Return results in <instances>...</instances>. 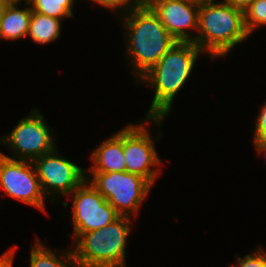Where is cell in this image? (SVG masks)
Listing matches in <instances>:
<instances>
[{
    "label": "cell",
    "mask_w": 266,
    "mask_h": 267,
    "mask_svg": "<svg viewBox=\"0 0 266 267\" xmlns=\"http://www.w3.org/2000/svg\"><path fill=\"white\" fill-rule=\"evenodd\" d=\"M74 0H29L31 10L43 15L63 20L73 17Z\"/></svg>",
    "instance_id": "cell-16"
},
{
    "label": "cell",
    "mask_w": 266,
    "mask_h": 267,
    "mask_svg": "<svg viewBox=\"0 0 266 267\" xmlns=\"http://www.w3.org/2000/svg\"><path fill=\"white\" fill-rule=\"evenodd\" d=\"M184 1H188V2H192L198 5L204 4V3H209V2H213L214 0H184Z\"/></svg>",
    "instance_id": "cell-24"
},
{
    "label": "cell",
    "mask_w": 266,
    "mask_h": 267,
    "mask_svg": "<svg viewBox=\"0 0 266 267\" xmlns=\"http://www.w3.org/2000/svg\"><path fill=\"white\" fill-rule=\"evenodd\" d=\"M144 119L145 122L141 120L140 124H128L123 128V153L127 172L142 176L153 185L160 175L159 168L162 166V161L155 150V142L145 124L153 121L156 122V125L161 126V122L165 118L145 117Z\"/></svg>",
    "instance_id": "cell-6"
},
{
    "label": "cell",
    "mask_w": 266,
    "mask_h": 267,
    "mask_svg": "<svg viewBox=\"0 0 266 267\" xmlns=\"http://www.w3.org/2000/svg\"><path fill=\"white\" fill-rule=\"evenodd\" d=\"M203 51L194 42H177L138 81L154 88V98L147 118H165L171 112L177 93L189 79L195 62Z\"/></svg>",
    "instance_id": "cell-1"
},
{
    "label": "cell",
    "mask_w": 266,
    "mask_h": 267,
    "mask_svg": "<svg viewBox=\"0 0 266 267\" xmlns=\"http://www.w3.org/2000/svg\"><path fill=\"white\" fill-rule=\"evenodd\" d=\"M198 35L194 43L211 57H227L236 45L247 39L244 11L230 4L209 2L199 5Z\"/></svg>",
    "instance_id": "cell-3"
},
{
    "label": "cell",
    "mask_w": 266,
    "mask_h": 267,
    "mask_svg": "<svg viewBox=\"0 0 266 267\" xmlns=\"http://www.w3.org/2000/svg\"><path fill=\"white\" fill-rule=\"evenodd\" d=\"M131 218L120 216L101 229L81 234L74 242L76 267H127L126 241Z\"/></svg>",
    "instance_id": "cell-4"
},
{
    "label": "cell",
    "mask_w": 266,
    "mask_h": 267,
    "mask_svg": "<svg viewBox=\"0 0 266 267\" xmlns=\"http://www.w3.org/2000/svg\"><path fill=\"white\" fill-rule=\"evenodd\" d=\"M16 251V246L7 250L3 255L0 256V267H13V256Z\"/></svg>",
    "instance_id": "cell-21"
},
{
    "label": "cell",
    "mask_w": 266,
    "mask_h": 267,
    "mask_svg": "<svg viewBox=\"0 0 266 267\" xmlns=\"http://www.w3.org/2000/svg\"><path fill=\"white\" fill-rule=\"evenodd\" d=\"M244 22L249 35L253 33L254 29L266 25V0H254L244 10Z\"/></svg>",
    "instance_id": "cell-17"
},
{
    "label": "cell",
    "mask_w": 266,
    "mask_h": 267,
    "mask_svg": "<svg viewBox=\"0 0 266 267\" xmlns=\"http://www.w3.org/2000/svg\"><path fill=\"white\" fill-rule=\"evenodd\" d=\"M257 153L264 154L266 158V140H253Z\"/></svg>",
    "instance_id": "cell-23"
},
{
    "label": "cell",
    "mask_w": 266,
    "mask_h": 267,
    "mask_svg": "<svg viewBox=\"0 0 266 267\" xmlns=\"http://www.w3.org/2000/svg\"><path fill=\"white\" fill-rule=\"evenodd\" d=\"M10 3L9 0H0V14L6 8V6Z\"/></svg>",
    "instance_id": "cell-25"
},
{
    "label": "cell",
    "mask_w": 266,
    "mask_h": 267,
    "mask_svg": "<svg viewBox=\"0 0 266 267\" xmlns=\"http://www.w3.org/2000/svg\"><path fill=\"white\" fill-rule=\"evenodd\" d=\"M254 131L253 140H266V102L260 108Z\"/></svg>",
    "instance_id": "cell-20"
},
{
    "label": "cell",
    "mask_w": 266,
    "mask_h": 267,
    "mask_svg": "<svg viewBox=\"0 0 266 267\" xmlns=\"http://www.w3.org/2000/svg\"><path fill=\"white\" fill-rule=\"evenodd\" d=\"M55 148L33 161L45 197L70 196L86 179V170L63 158Z\"/></svg>",
    "instance_id": "cell-10"
},
{
    "label": "cell",
    "mask_w": 266,
    "mask_h": 267,
    "mask_svg": "<svg viewBox=\"0 0 266 267\" xmlns=\"http://www.w3.org/2000/svg\"><path fill=\"white\" fill-rule=\"evenodd\" d=\"M92 1H94L96 4L98 3V5L102 7L109 8L111 10L122 9V14L123 13L125 14L128 11H131L134 8H137L138 6H140V3L138 0H92Z\"/></svg>",
    "instance_id": "cell-19"
},
{
    "label": "cell",
    "mask_w": 266,
    "mask_h": 267,
    "mask_svg": "<svg viewBox=\"0 0 266 267\" xmlns=\"http://www.w3.org/2000/svg\"><path fill=\"white\" fill-rule=\"evenodd\" d=\"M0 189L6 195L45 210V195L33 162L5 157L0 153Z\"/></svg>",
    "instance_id": "cell-9"
},
{
    "label": "cell",
    "mask_w": 266,
    "mask_h": 267,
    "mask_svg": "<svg viewBox=\"0 0 266 267\" xmlns=\"http://www.w3.org/2000/svg\"><path fill=\"white\" fill-rule=\"evenodd\" d=\"M69 198L73 199L72 219L75 240L81 234L101 229L120 217L87 179L70 194Z\"/></svg>",
    "instance_id": "cell-8"
},
{
    "label": "cell",
    "mask_w": 266,
    "mask_h": 267,
    "mask_svg": "<svg viewBox=\"0 0 266 267\" xmlns=\"http://www.w3.org/2000/svg\"><path fill=\"white\" fill-rule=\"evenodd\" d=\"M10 2H18L20 4L21 0H9ZM25 3L28 2L29 0H24Z\"/></svg>",
    "instance_id": "cell-27"
},
{
    "label": "cell",
    "mask_w": 266,
    "mask_h": 267,
    "mask_svg": "<svg viewBox=\"0 0 266 267\" xmlns=\"http://www.w3.org/2000/svg\"><path fill=\"white\" fill-rule=\"evenodd\" d=\"M120 19H123L125 35L127 34L126 52L130 54L127 58L132 59V71L136 72L135 76L139 80L178 41L148 5H140L123 14Z\"/></svg>",
    "instance_id": "cell-2"
},
{
    "label": "cell",
    "mask_w": 266,
    "mask_h": 267,
    "mask_svg": "<svg viewBox=\"0 0 266 267\" xmlns=\"http://www.w3.org/2000/svg\"><path fill=\"white\" fill-rule=\"evenodd\" d=\"M258 248L255 253L245 255L243 258H237L238 267H266V251Z\"/></svg>",
    "instance_id": "cell-18"
},
{
    "label": "cell",
    "mask_w": 266,
    "mask_h": 267,
    "mask_svg": "<svg viewBox=\"0 0 266 267\" xmlns=\"http://www.w3.org/2000/svg\"><path fill=\"white\" fill-rule=\"evenodd\" d=\"M92 173V175H87ZM86 179L120 216L138 213L152 185L142 176L129 172H88ZM92 176V177H91Z\"/></svg>",
    "instance_id": "cell-5"
},
{
    "label": "cell",
    "mask_w": 266,
    "mask_h": 267,
    "mask_svg": "<svg viewBox=\"0 0 266 267\" xmlns=\"http://www.w3.org/2000/svg\"><path fill=\"white\" fill-rule=\"evenodd\" d=\"M254 0H223L224 3L230 4L234 8L245 10Z\"/></svg>",
    "instance_id": "cell-22"
},
{
    "label": "cell",
    "mask_w": 266,
    "mask_h": 267,
    "mask_svg": "<svg viewBox=\"0 0 266 267\" xmlns=\"http://www.w3.org/2000/svg\"><path fill=\"white\" fill-rule=\"evenodd\" d=\"M31 249L30 267H76L71 249L62 254L60 251L59 257L40 240H37Z\"/></svg>",
    "instance_id": "cell-15"
},
{
    "label": "cell",
    "mask_w": 266,
    "mask_h": 267,
    "mask_svg": "<svg viewBox=\"0 0 266 267\" xmlns=\"http://www.w3.org/2000/svg\"><path fill=\"white\" fill-rule=\"evenodd\" d=\"M140 5H147L149 4L152 0H138Z\"/></svg>",
    "instance_id": "cell-26"
},
{
    "label": "cell",
    "mask_w": 266,
    "mask_h": 267,
    "mask_svg": "<svg viewBox=\"0 0 266 267\" xmlns=\"http://www.w3.org/2000/svg\"><path fill=\"white\" fill-rule=\"evenodd\" d=\"M27 117L19 120L9 134L0 138V142L13 151L14 157H5L33 162L56 148L55 139L51 136V129L36 108ZM17 157V158H16Z\"/></svg>",
    "instance_id": "cell-7"
},
{
    "label": "cell",
    "mask_w": 266,
    "mask_h": 267,
    "mask_svg": "<svg viewBox=\"0 0 266 267\" xmlns=\"http://www.w3.org/2000/svg\"><path fill=\"white\" fill-rule=\"evenodd\" d=\"M61 21L32 11L27 36L38 44L51 43L57 40L61 34Z\"/></svg>",
    "instance_id": "cell-14"
},
{
    "label": "cell",
    "mask_w": 266,
    "mask_h": 267,
    "mask_svg": "<svg viewBox=\"0 0 266 267\" xmlns=\"http://www.w3.org/2000/svg\"><path fill=\"white\" fill-rule=\"evenodd\" d=\"M179 42H194L187 29L198 30L199 5L184 0H152L147 4Z\"/></svg>",
    "instance_id": "cell-11"
},
{
    "label": "cell",
    "mask_w": 266,
    "mask_h": 267,
    "mask_svg": "<svg viewBox=\"0 0 266 267\" xmlns=\"http://www.w3.org/2000/svg\"><path fill=\"white\" fill-rule=\"evenodd\" d=\"M18 5L10 2L0 14V38L13 41L27 36L32 10L28 2L22 10Z\"/></svg>",
    "instance_id": "cell-13"
},
{
    "label": "cell",
    "mask_w": 266,
    "mask_h": 267,
    "mask_svg": "<svg viewBox=\"0 0 266 267\" xmlns=\"http://www.w3.org/2000/svg\"><path fill=\"white\" fill-rule=\"evenodd\" d=\"M92 167L89 172H126L123 153V129L113 134L91 153Z\"/></svg>",
    "instance_id": "cell-12"
}]
</instances>
